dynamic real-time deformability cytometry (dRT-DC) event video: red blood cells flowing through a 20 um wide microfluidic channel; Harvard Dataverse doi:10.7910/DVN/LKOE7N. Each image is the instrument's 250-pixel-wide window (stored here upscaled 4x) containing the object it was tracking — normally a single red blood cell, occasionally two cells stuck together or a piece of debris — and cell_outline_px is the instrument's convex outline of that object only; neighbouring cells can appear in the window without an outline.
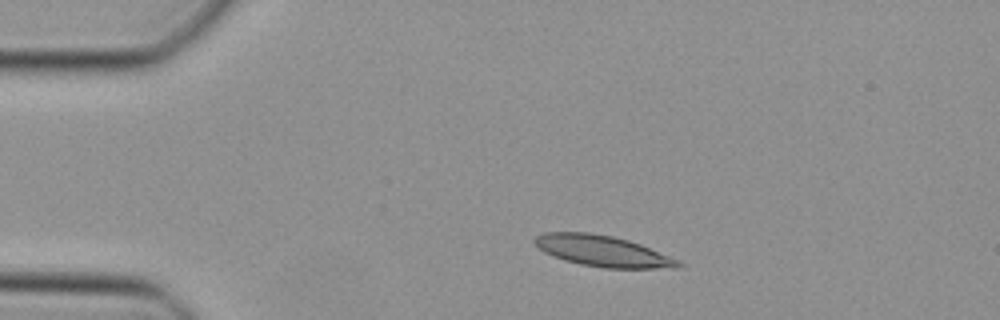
{"species": "Egyptian fruit bat (a non-hibernating species)", "species_latin": "Rousettus aegyptiacus", "temperature_condition": "cold", "stored_images_in_passage": 39, "camera_frame_rate_fps": 3000, "um_per_image_px": 0.085, "animal": {"sex": "female"}, "frame": {"image": 1, "passage_image": 1, "time_ms": 0.0, "image_size_px": [1000, 320], "cell_outline_px": [[684, 264], [680, 268], [604, 268], [580, 264], [564, 260], [552, 256], [544, 252], [532, 240], [536, 236], [544, 232], [588, 232], [612, 236], [628, 240], [640, 244], [680, 260]], "centroid_in_image_um": [51.24, 21.34], "position_along_channel_um": 33.8, "area_um2": 26.01}}
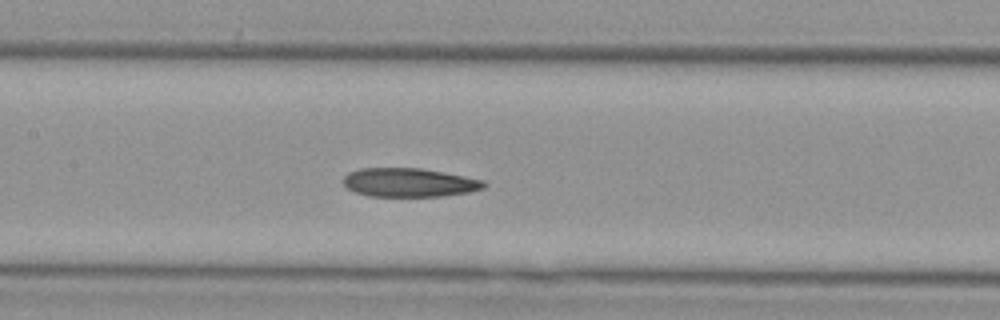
{"frame": {"image": 2, "passage_image": 14, "time_ms": 4.333, "image_size_px": [1000, 320], "cell_outline_px": [[488, 184], [484, 188], [468, 192], [444, 196], [372, 196], [356, 192], [348, 188], [344, 184], [344, 176], [348, 172], [360, 168], [420, 168], [444, 172], [484, 180]], "centroid_in_image_um": [34.81, 15.51], "position_along_channel_um": 172.6, "area_um2": 23.52}}
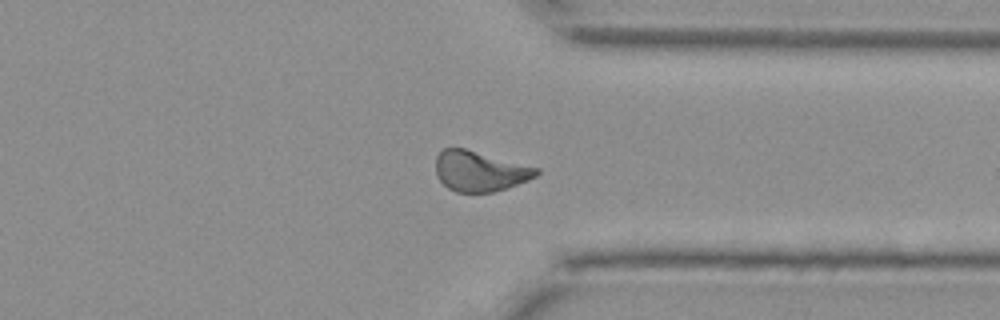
{"frame": {"image": 3, "passage_image": 28, "time_ms": 9.0, "image_size_px": [1000, 320], "cell_outline_px": [[540, 172], [536, 176], [528, 180], [508, 188], [492, 192], [456, 192], [448, 188], [440, 180], [436, 172], [436, 156], [444, 148], [464, 148], [540, 168]], "centroid_in_image_um": [40.8, 14.55], "position_along_channel_um": 370.6, "area_um2": 23.58}}